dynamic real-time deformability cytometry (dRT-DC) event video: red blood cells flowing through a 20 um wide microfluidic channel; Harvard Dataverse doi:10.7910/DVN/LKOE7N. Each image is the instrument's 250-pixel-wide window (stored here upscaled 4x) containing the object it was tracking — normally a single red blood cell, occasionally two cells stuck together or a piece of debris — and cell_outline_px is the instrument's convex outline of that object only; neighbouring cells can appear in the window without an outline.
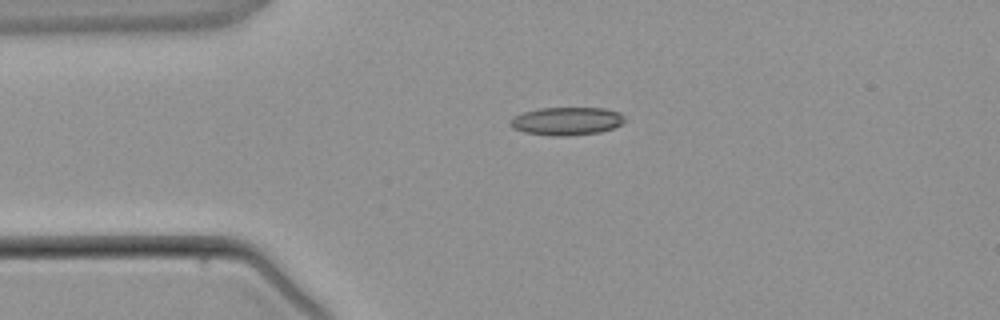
{"species": "common noctule bat (a hibernating species)", "species_latin": "Nyctalus noctula", "temperature_condition": "warm", "stored_images_in_passage": 3, "camera_frame_rate_fps": 3000, "um_per_image_px": 0.085, "animal": {"sex": "male", "body_mass_g": 21.5, "forearm_length_mm": 52.0}, "frame": {"image": 1, "passage_image": 1, "time_ms": 0.0, "image_size_px": [1000, 320], "cell_outline_px": [[624, 120], [620, 124], [612, 128], [600, 132], [568, 136], [552, 136], [524, 132], [512, 128], [508, 124], [516, 116], [524, 112], [540, 108], [604, 108], [620, 112], [624, 116]], "centroid_in_image_um": [48.17, 10.3], "position_along_channel_um": 36.8, "area_um2": 18.61}}
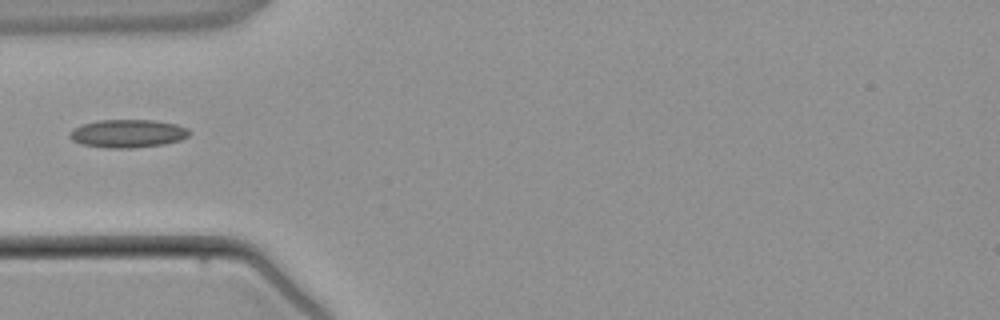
{"frame": {"image": 2, "passage_image": 2, "time_ms": 1.333, "image_size_px": [1000, 320], "cell_outline_px": [[192, 132], [188, 136], [180, 140], [164, 144], [132, 148], [108, 148], [80, 144], [72, 140], [68, 136], [72, 128], [96, 120], [152, 120], [176, 124], [188, 128]], "centroid_in_image_um": [10.85, 11.35], "position_along_channel_um": 74.1, "area_um2": 19.71}}
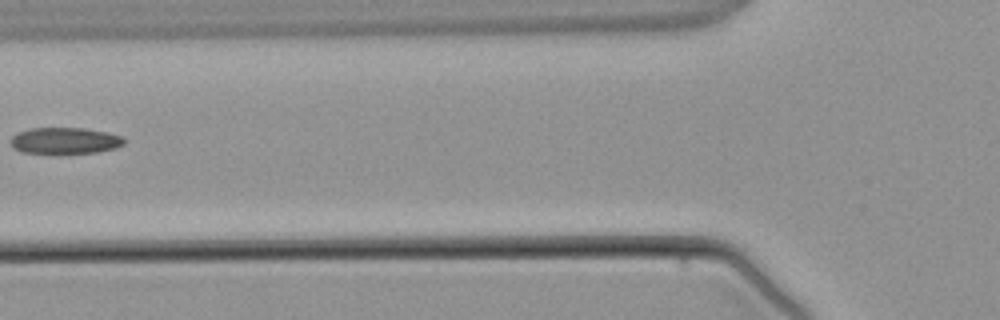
{"frame": {"image": 3, "passage_image": 3, "time_ms": 2.333, "image_size_px": [1000, 320], "cell_outline_px": [[124, 144], [116, 148], [96, 152], [20, 152], [12, 144], [12, 136], [20, 132], [32, 128], [84, 128], [108, 132], [124, 136]], "centroid_in_image_um": [5.59, 11.93], "position_along_channel_um": 120.2, "area_um2": 16.99}}